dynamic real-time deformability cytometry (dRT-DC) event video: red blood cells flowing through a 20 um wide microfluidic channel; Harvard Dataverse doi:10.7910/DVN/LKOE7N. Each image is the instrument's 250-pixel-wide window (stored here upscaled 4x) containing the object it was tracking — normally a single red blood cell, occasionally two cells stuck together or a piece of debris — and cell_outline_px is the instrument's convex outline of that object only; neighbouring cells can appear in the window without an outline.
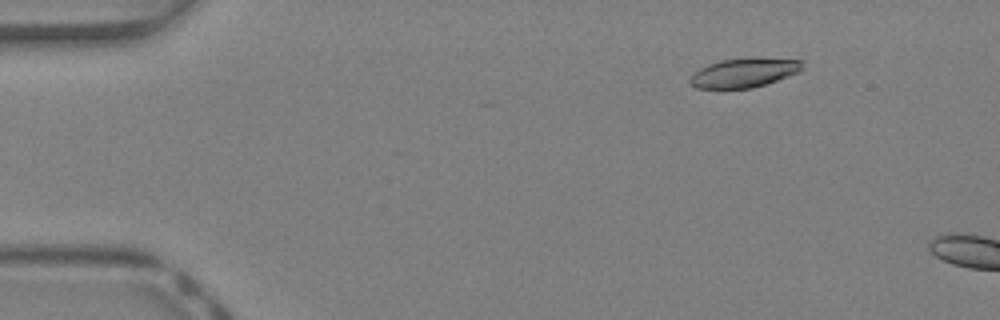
{"species": "Egyptian fruit bat (a non-hibernating species)", "species_latin": "Rousettus aegyptiacus", "temperature_condition": "warm", "stored_images_in_passage": 35, "camera_frame_rate_fps": 3000, "um_per_image_px": 0.085, "animal": {"sex": "female"}, "frame": {"image": 1, "passage_image": 1, "time_ms": 0.0, "image_size_px": [1000, 320], "cell_outline_px": [[804, 60], [800, 72], [752, 88], [696, 88], [688, 84], [688, 80], [700, 68], [708, 64], [720, 60]], "centroid_in_image_um": [63.18, 6.23], "position_along_channel_um": 21.8, "area_um2": 18.21}}
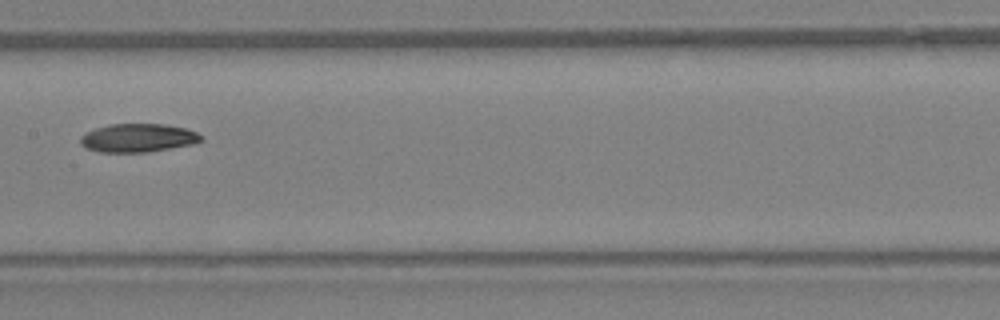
{"frame": {"image": 2, "passage_image": 17, "time_ms": 5.333, "image_size_px": [1000, 320], "cell_outline_px": [[204, 140], [192, 144], [144, 152], [100, 152], [84, 148], [80, 144], [80, 136], [96, 128], [112, 124], [164, 124], [188, 128], [196, 132]], "centroid_in_image_um": [11.71, 11.72], "position_along_channel_um": 195.7, "area_um2": 19.88}}
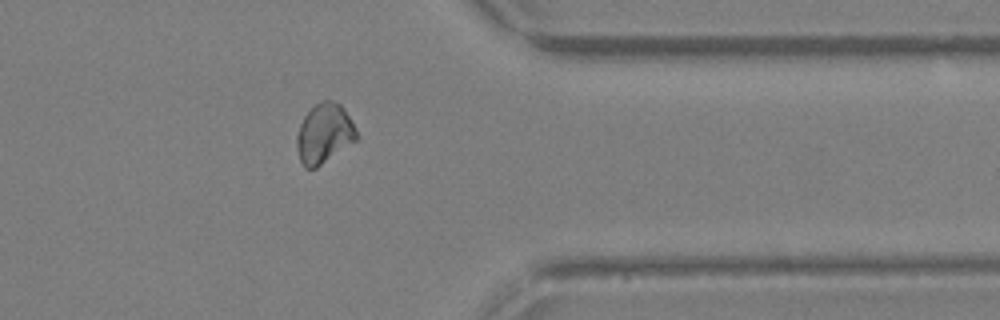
{"frame": {"image": 3, "passage_image": 29, "time_ms": 9.333, "image_size_px": [1000, 320], "cell_outline_px": [[356, 140], [316, 168], [304, 168], [300, 160], [296, 148], [296, 136], [300, 124], [304, 116], [320, 100], [332, 100], [340, 104], [344, 108], [356, 128]], "centroid_in_image_um": [27.53, 11.35], "position_along_channel_um": 383.9, "area_um2": 20.69}}